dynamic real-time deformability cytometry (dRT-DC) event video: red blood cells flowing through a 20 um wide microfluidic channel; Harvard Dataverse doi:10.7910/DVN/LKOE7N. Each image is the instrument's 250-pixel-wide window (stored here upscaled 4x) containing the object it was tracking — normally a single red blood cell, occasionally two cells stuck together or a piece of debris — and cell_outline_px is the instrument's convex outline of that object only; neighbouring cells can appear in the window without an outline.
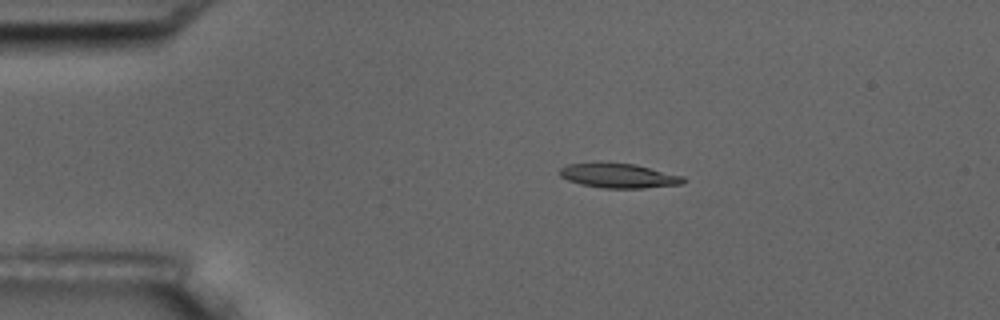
{"species": "common noctule bat (a hibernating species)", "species_latin": "Nyctalus noctula", "temperature_condition": "room temperature", "stored_images_in_passage": 5, "camera_frame_rate_fps": 3000, "um_per_image_px": 0.085, "animal": {"sex": "male", "body_mass_g": 17.5, "forearm_length_mm": 52.3}, "frame": {"image": 1, "passage_image": 2, "time_ms": 1.0, "image_size_px": [1000, 320], "cell_outline_px": [[688, 180], [684, 184], [644, 188], [604, 188], [580, 184], [568, 180], [560, 176], [560, 168], [568, 164], [596, 160], [604, 160], [636, 164], [684, 176]], "centroid_in_image_um": [52.59, 14.89], "position_along_channel_um": 32.4, "area_um2": 18.5}}
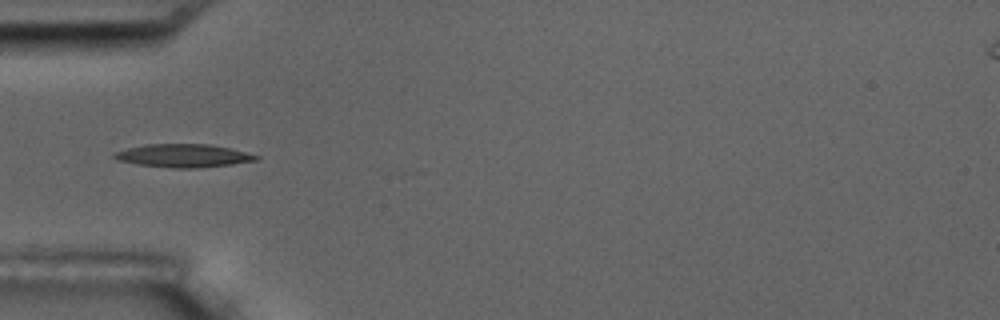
{"frame": {"image": 2, "passage_image": 4, "time_ms": 3.333, "image_size_px": [1000, 320], "cell_outline_px": [[260, 156], [256, 160], [232, 164], [196, 168], [172, 168], [136, 164], [116, 160], [112, 156], [112, 152], [128, 148], [148, 144], [208, 144], [228, 148]], "centroid_in_image_um": [15.51, 13.24], "position_along_channel_um": 69.5, "area_um2": 19.02}}